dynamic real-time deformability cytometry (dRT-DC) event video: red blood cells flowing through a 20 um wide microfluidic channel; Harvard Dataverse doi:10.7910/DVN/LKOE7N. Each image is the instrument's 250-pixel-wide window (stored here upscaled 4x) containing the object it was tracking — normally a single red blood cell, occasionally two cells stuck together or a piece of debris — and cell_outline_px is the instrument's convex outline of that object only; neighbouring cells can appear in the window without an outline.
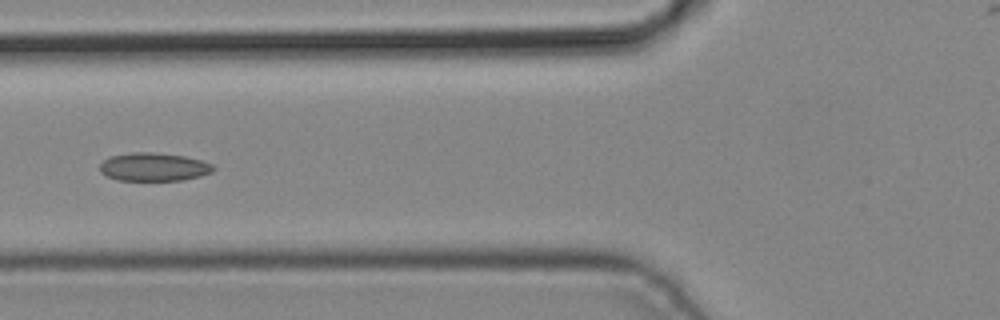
{"species": "common noctule bat (a hibernating species)", "species_latin": "Nyctalus noctula", "temperature_condition": "cold", "stored_images_in_passage": 5, "camera_frame_rate_fps": 3000, "um_per_image_px": 0.085, "animal": {"sex": "male", "body_mass_g": 19.2, "forearm_length_mm": 51.8}, "frame": {"image": 1, "passage_image": 5, "time_ms": 1.333, "image_size_px": [1000, 320], "cell_outline_px": [[216, 168], [212, 172], [200, 176], [180, 180], [116, 180], [100, 172], [100, 164], [104, 160], [112, 156], [132, 152], [152, 152], [184, 156], [200, 160], [212, 164]], "centroid_in_image_um": [13.07, 14.19], "position_along_channel_um": 112.7, "area_um2": 18.55}}